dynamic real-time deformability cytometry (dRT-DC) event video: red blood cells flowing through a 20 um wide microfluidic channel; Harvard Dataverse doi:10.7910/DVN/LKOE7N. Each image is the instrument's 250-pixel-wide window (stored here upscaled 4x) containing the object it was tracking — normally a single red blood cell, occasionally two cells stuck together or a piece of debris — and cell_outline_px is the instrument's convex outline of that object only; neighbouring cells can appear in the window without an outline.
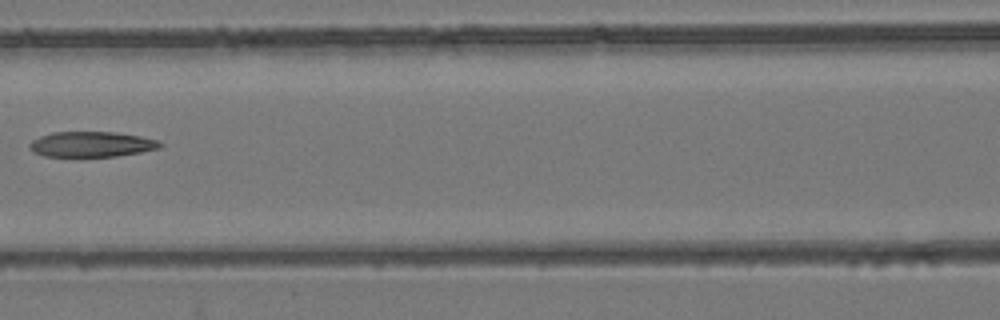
{"species": "common noctule bat (a hibernating species)", "species_latin": "Nyctalus noctula", "temperature_condition": "room temperature", "stored_images_in_passage": 5, "camera_frame_rate_fps": 3000, "um_per_image_px": 0.085, "animal": {"sex": "female", "body_mass_g": 24.6, "forearm_length_mm": 56.2}, "frame": {"image": 1, "passage_image": 5, "time_ms": 5.333, "image_size_px": [1000, 320], "cell_outline_px": [[164, 144], [160, 148], [140, 152], [116, 156], [44, 156], [32, 152], [28, 144], [32, 140], [40, 136], [52, 132], [116, 132], [140, 136], [160, 140]], "centroid_in_image_um": [7.79, 12.25], "position_along_channel_um": 158.8, "area_um2": 19.36}}